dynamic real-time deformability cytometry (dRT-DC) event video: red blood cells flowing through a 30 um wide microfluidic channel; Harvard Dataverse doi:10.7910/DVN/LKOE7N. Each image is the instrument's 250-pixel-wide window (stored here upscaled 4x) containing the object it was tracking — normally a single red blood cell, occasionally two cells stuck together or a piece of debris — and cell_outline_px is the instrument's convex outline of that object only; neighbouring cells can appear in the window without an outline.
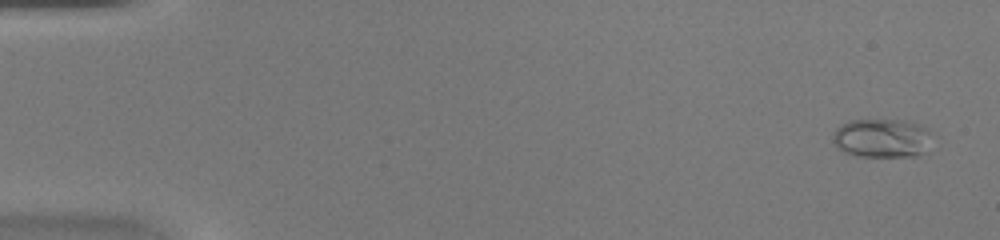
{"species": "common noctule bat (a hibernating species)", "species_latin": "Nyctalus noctula", "temperature_condition": "warm", "stored_images_in_passage": 47, "camera_frame_rate_fps": 3000, "um_per_image_px": 0.085, "animal": {"sex": "female", "body_mass_g": 20.0, "forearm_length_mm": 54.0}, "frame": {"image": 1, "passage_image": 2, "time_ms": 0.333, "image_size_px": [1000, 240], "cell_outline_px": [[928, 132], [924, 152], [916, 156], [856, 156], [844, 152], [832, 140], [832, 136], [836, 128], [840, 124], [848, 120], [904, 120], [920, 124], [928, 128]], "centroid_in_image_um": [74.89, 11.72], "position_along_channel_um": 10.1, "area_um2": 22.2}}
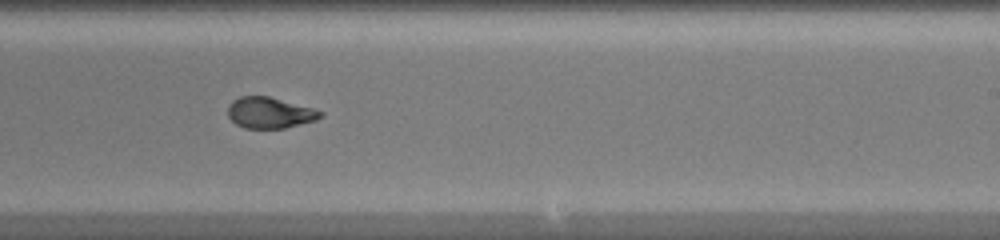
{"frame": {"image": 2, "passage_image": 29, "time_ms": 9.333, "image_size_px": [1000, 240], "cell_outline_px": [[324, 116], [316, 120], [284, 128], [244, 128], [236, 124], [228, 116], [228, 104], [232, 100], [240, 96], [268, 96], [312, 108], [324, 112]], "centroid_in_image_um": [22.92, 9.58], "position_along_channel_um": 266.1, "area_um2": 16.7}}
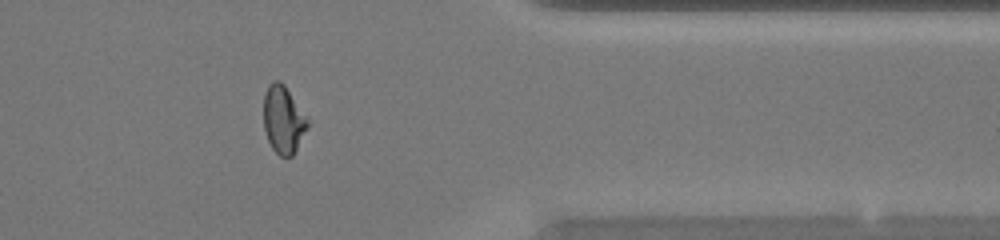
{"frame": {"image": 3, "passage_image": 38, "time_ms": 12.333, "image_size_px": [1000, 240], "cell_outline_px": [[308, 124], [292, 156], [280, 156], [272, 148], [268, 140], [264, 128], [264, 92], [268, 84], [272, 80], [280, 80], [284, 84], [308, 120]], "centroid_in_image_um": [24.04, 10.12], "position_along_channel_um": 387.4, "area_um2": 16.94}}